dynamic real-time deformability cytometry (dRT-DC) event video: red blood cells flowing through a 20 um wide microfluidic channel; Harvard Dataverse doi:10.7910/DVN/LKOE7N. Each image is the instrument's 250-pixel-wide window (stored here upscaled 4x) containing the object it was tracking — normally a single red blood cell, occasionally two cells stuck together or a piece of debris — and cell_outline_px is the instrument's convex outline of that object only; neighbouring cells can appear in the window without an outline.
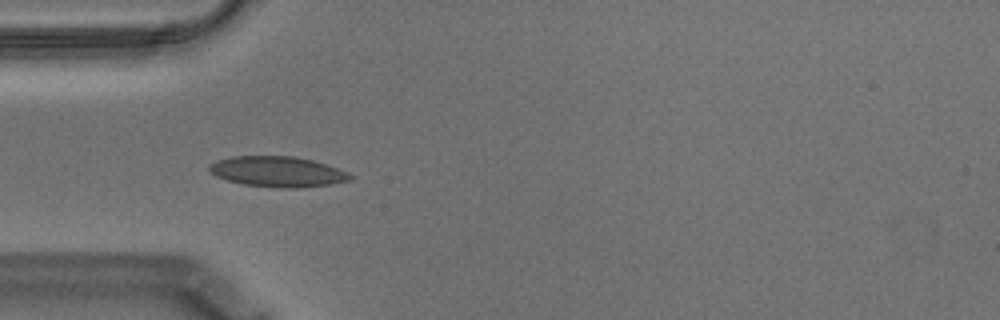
{"species": "Egyptian fruit bat (a non-hibernating species)", "species_latin": "Rousettus aegyptiacus", "temperature_condition": "warm", "stored_images_in_passage": 41, "camera_frame_rate_fps": 3000, "um_per_image_px": 0.085, "animal": {"sex": "male"}, "frame": {"image": 1, "passage_image": 1, "time_ms": 0.0, "image_size_px": [1000, 320], "cell_outline_px": [[352, 180], [332, 184], [296, 188], [280, 188], [244, 184], [228, 180], [216, 176], [208, 168], [208, 164], [216, 160], [232, 156], [296, 156], [312, 160], [348, 172], [352, 176]], "centroid_in_image_um": [23.59, 14.59], "position_along_channel_um": 61.4, "area_um2": 24.97}}
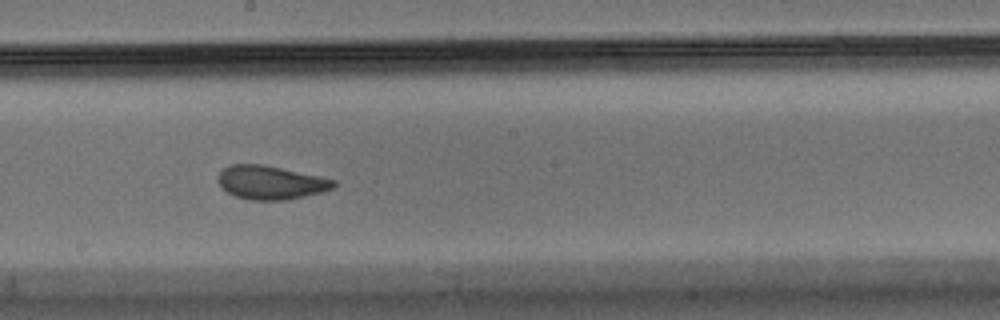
{"frame": {"image": 2, "passage_image": 15, "time_ms": 4.667, "image_size_px": [1000, 320], "cell_outline_px": [[336, 184], [332, 188], [320, 192], [288, 200], [252, 200], [236, 196], [228, 192], [216, 180], [216, 176], [228, 164], [264, 164], [336, 180]], "centroid_in_image_um": [22.97, 15.5], "position_along_channel_um": 225.2, "area_um2": 22.54}}
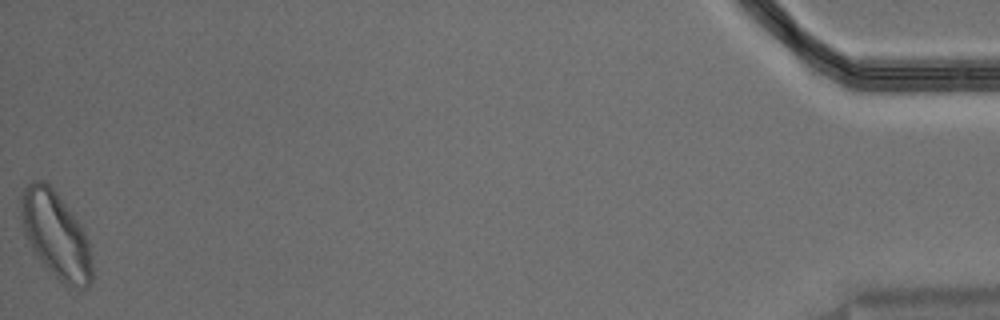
{"frame": {"image": 3, "passage_image": 41, "time_ms": 13.333, "image_size_px": [1000, 320], "cell_outline_px": [[96, 276], [88, 288], [72, 288], [64, 284], [48, 268], [36, 252], [24, 232], [20, 212], [20, 196], [24, 188], [32, 180], [44, 180], [56, 192], [72, 212], [80, 224], [88, 240]], "centroid_in_image_um": [4.8, 19.98], "position_along_channel_um": 430.4, "area_um2": 35.78}, "authors_computed_cell_mechanics": {"area_um2": 23.2356, "velocity_mm_per_s": 3.5161, "shape_relaxation_time_tau1_ms": 5.9727, "shape_relaxation_time_tau2_ms": 1.1399, "deformation_change_tau1": 0.1574, "deformation_change_tau2": 0.0616}}